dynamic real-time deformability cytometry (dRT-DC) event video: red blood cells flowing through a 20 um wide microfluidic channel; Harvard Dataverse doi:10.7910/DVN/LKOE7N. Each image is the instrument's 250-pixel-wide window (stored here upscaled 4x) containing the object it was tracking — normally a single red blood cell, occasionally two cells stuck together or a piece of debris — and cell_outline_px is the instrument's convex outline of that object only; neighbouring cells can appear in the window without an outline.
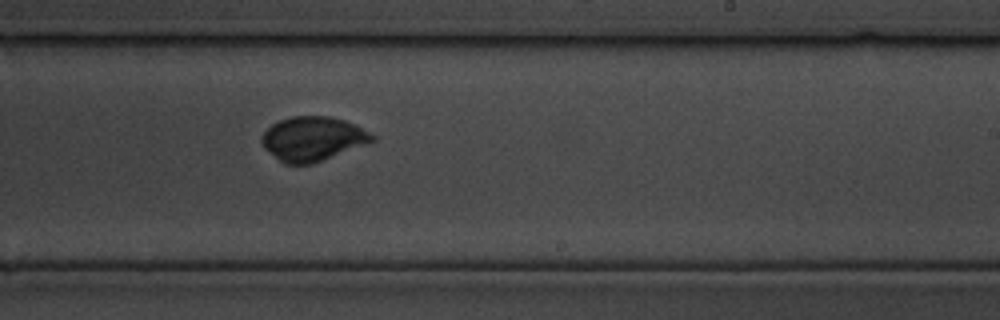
{"species": "common noctule bat (a hibernating species)", "species_latin": "Nyctalus noctula", "temperature_condition": "cold", "stored_images_in_passage": 18, "camera_frame_rate_fps": 3000, "um_per_image_px": 0.085, "animal": {"sex": "male", "body_mass_g": 19.5, "forearm_length_mm": 54.6}, "frame": {"image": 1, "passage_image": 18, "time_ms": 5.667, "image_size_px": [1000, 320], "cell_outline_px": [[376, 140], [368, 144], [312, 164], [284, 164], [264, 148], [260, 140], [264, 132], [272, 124], [280, 120], [292, 116], [328, 116], [344, 120], [376, 136]], "centroid_in_image_um": [26.58, 11.8], "position_along_channel_um": 262.4, "area_um2": 28.38}}